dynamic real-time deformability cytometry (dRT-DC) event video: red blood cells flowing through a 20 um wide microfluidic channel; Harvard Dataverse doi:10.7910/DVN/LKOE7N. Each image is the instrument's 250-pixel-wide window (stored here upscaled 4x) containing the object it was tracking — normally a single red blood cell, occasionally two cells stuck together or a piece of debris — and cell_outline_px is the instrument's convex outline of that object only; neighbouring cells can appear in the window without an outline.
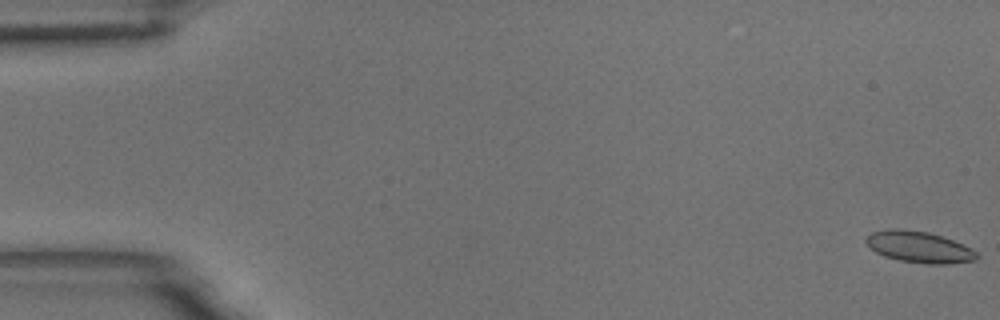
{"species": "common noctule bat (a hibernating species)", "species_latin": "Nyctalus noctula", "temperature_condition": "room temperature", "stored_images_in_passage": 58, "camera_frame_rate_fps": 3000, "um_per_image_px": 0.085, "animal": {"sex": "male", "body_mass_g": 18.8}, "frame": {"image": 1, "passage_image": 1, "time_ms": 0.0, "image_size_px": [1000, 320], "cell_outline_px": [[980, 256], [976, 260], [948, 264], [924, 264], [900, 260], [884, 256], [876, 252], [864, 240], [872, 232], [892, 228], [896, 228], [928, 232], [952, 240], [976, 252]], "centroid_in_image_um": [78.11, 21.0], "position_along_channel_um": 6.9, "area_um2": 19.94}}
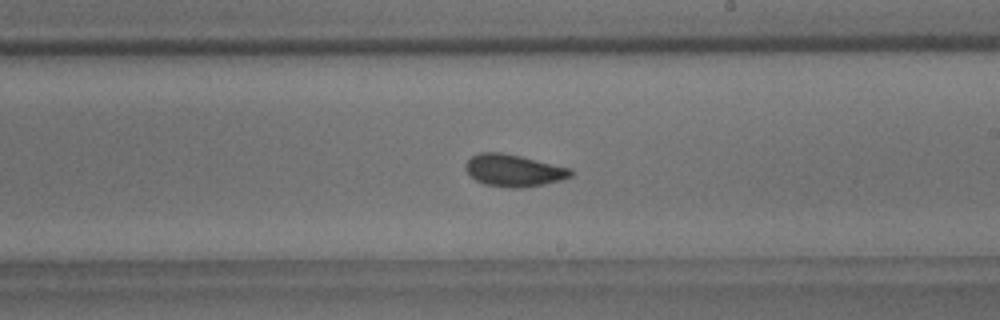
{"frame": {"image": 2, "passage_image": 34, "time_ms": 11.0, "image_size_px": [1000, 320], "cell_outline_px": [[572, 176], [560, 180], [544, 184], [524, 188], [512, 188], [484, 184], [476, 180], [464, 168], [464, 164], [472, 156], [480, 152], [500, 152], [520, 156], [572, 168]], "centroid_in_image_um": [43.67, 14.49], "position_along_channel_um": 245.3, "area_um2": 19.65}}
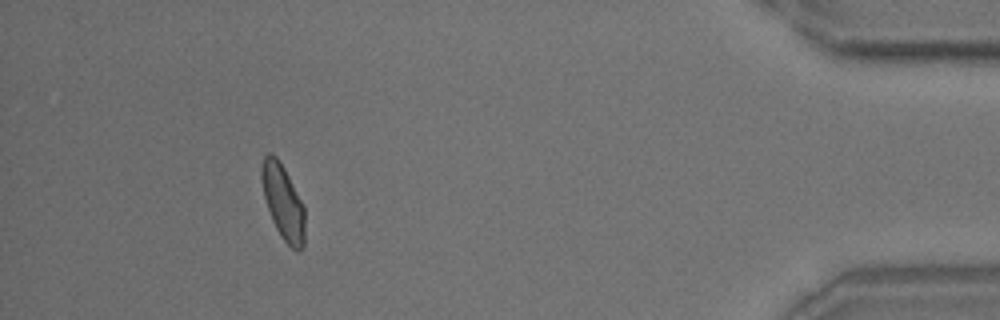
{"frame": {"image": 3, "passage_image": 53, "time_ms": 17.333, "image_size_px": [1000, 320], "cell_outline_px": [[304, 248], [300, 252], [296, 252], [280, 236], [272, 220], [264, 196], [260, 176], [260, 168], [264, 156], [268, 152], [272, 152], [276, 156], [284, 168], [304, 204]], "centroid_in_image_um": [24.06, 17.17], "position_along_channel_um": 411.1, "area_um2": 19.07}, "authors_computed_cell_mechanics": {"area_um2": 19.5075, "velocity_mm_per_s": 3.5302, "shape_relaxation_time_tau1_ms": 5.362, "shape_relaxation_time_tau2_ms": 1.4243, "deformation_change_tau1": 0.0984, "deformation_change_tau2": 0.0544}}